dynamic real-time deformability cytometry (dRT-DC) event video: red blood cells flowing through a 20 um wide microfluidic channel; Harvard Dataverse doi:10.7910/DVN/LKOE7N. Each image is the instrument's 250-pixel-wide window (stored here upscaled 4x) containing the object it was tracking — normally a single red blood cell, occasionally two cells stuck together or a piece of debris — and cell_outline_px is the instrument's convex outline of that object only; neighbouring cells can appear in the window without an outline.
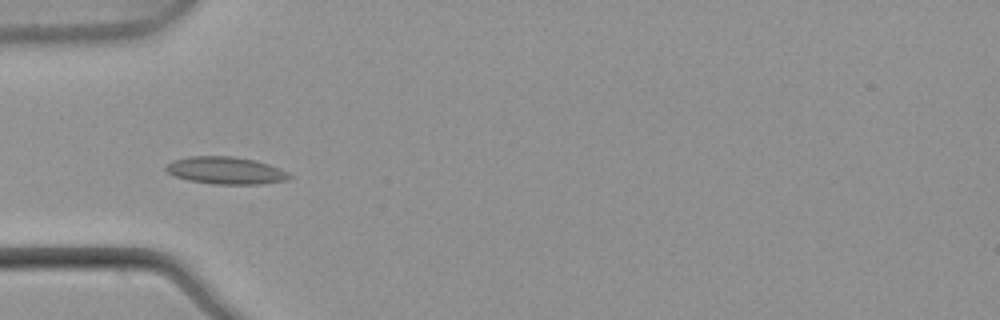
{"species": "common noctule bat (a hibernating species)", "species_latin": "Nyctalus noctula", "temperature_condition": "warm", "stored_images_in_passage": 7, "camera_frame_rate_fps": 3000, "um_per_image_px": 0.085, "animal": {"sex": "male", "body_mass_g": 21.5, "forearm_length_mm": 52.0}, "frame": {"image": 1, "passage_image": 5, "time_ms": 1.333, "image_size_px": [1000, 320], "cell_outline_px": [[292, 176], [288, 180], [260, 184], [216, 184], [188, 180], [172, 176], [164, 168], [172, 160], [188, 156], [236, 156], [256, 160], [280, 168], [288, 172]], "centroid_in_image_um": [19.19, 14.48], "position_along_channel_um": 65.8, "area_um2": 19.83}}
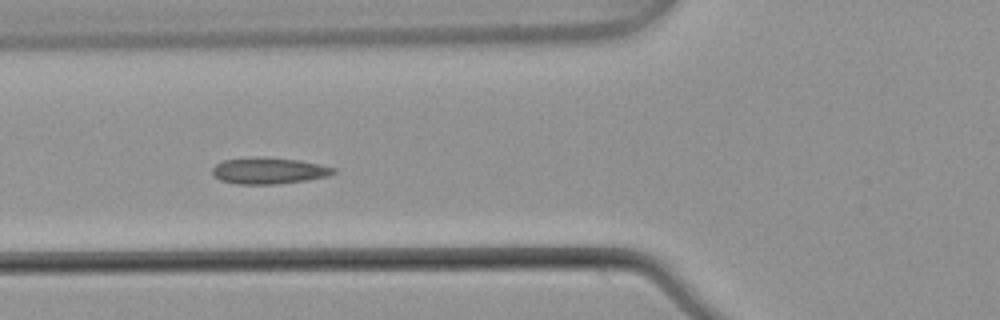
{"frame": {"image": 2, "passage_image": 6, "time_ms": 1.667, "image_size_px": [1000, 320], "cell_outline_px": [[336, 172], [328, 176], [308, 180], [276, 184], [236, 184], [220, 180], [212, 176], [212, 168], [216, 164], [224, 160], [256, 156], [264, 156], [300, 160], [320, 164], [336, 168]], "centroid_in_image_um": [22.84, 14.5], "position_along_channel_um": 103.0, "area_um2": 18.96}}
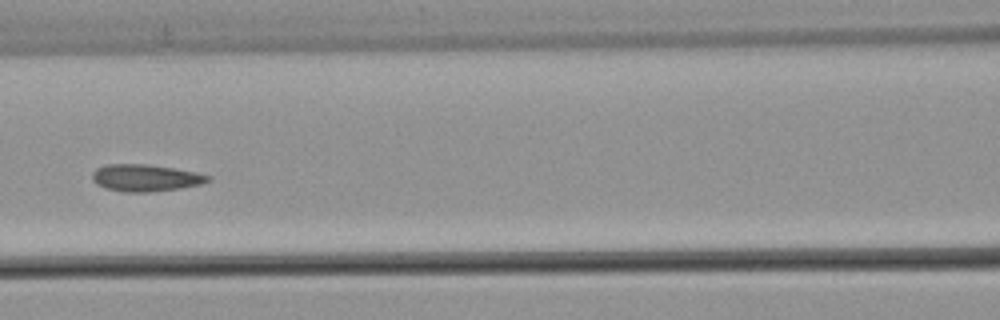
{"frame": {"image": 3, "passage_image": 7, "time_ms": 2.0, "image_size_px": [1000, 320], "cell_outline_px": [[212, 180], [200, 184], [180, 188], [148, 192], [124, 192], [104, 188], [96, 184], [92, 180], [92, 172], [96, 168], [108, 164], [148, 164], [196, 172], [212, 176]], "centroid_in_image_um": [12.35, 15.12], "position_along_channel_um": 154.3, "area_um2": 18.26}}